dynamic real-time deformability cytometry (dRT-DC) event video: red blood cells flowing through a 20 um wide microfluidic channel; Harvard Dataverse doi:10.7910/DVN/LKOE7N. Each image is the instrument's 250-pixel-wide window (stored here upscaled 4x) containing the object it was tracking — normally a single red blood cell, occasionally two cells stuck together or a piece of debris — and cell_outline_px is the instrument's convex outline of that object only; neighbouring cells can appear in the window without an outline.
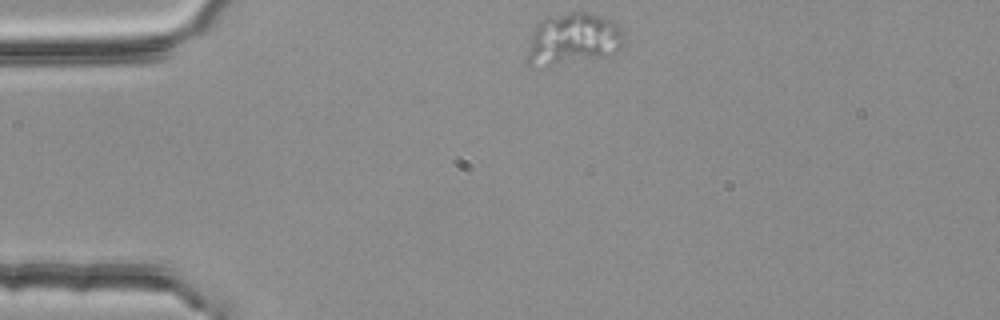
{"species": "common noctule bat (a hibernating species)", "species_latin": "Nyctalus noctula", "temperature_condition": "room temperature", "stored_images_in_passage": 28, "camera_frame_rate_fps": 3000, "um_per_image_px": 0.085, "animal": {"sex": "female", "body_mass_g": 25.1}, "frame": {"image": 1, "passage_image": 1, "time_ms": 0.0, "image_size_px": [1000, 320], "cell_outline_px": [[624, 28], [620, 44], [608, 56], [548, 68], [536, 68], [528, 64], [528, 52], [532, 32], [544, 20], [568, 12], [588, 12], [600, 16]], "centroid_in_image_um": [48.68, 3.37], "position_along_channel_um": 36.3, "area_um2": 28.96}}
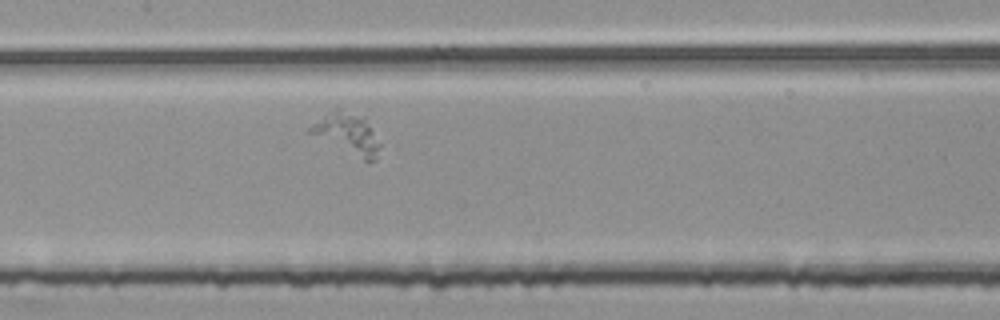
{"frame": {"image": 2, "passage_image": 16, "time_ms": 5.0, "image_size_px": [1000, 320], "cell_outline_px": [[380, 148], [376, 160], [364, 160], [304, 132], [312, 124], [336, 108], [340, 108], [364, 116], [380, 144]], "centroid_in_image_um": [29.5, 11.35], "position_along_channel_um": 177.9, "area_um2": 16.53}}
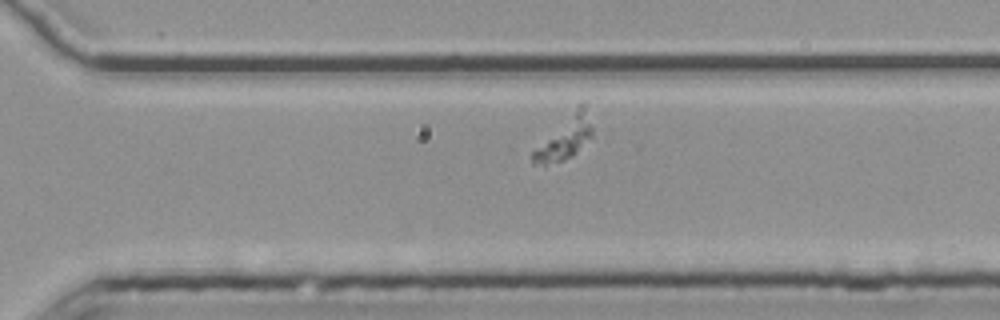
{"frame": {"image": 3, "passage_image": 28, "time_ms": 9.0, "image_size_px": [1000, 320], "cell_outline_px": [[592, 140], [572, 156], [564, 160], [544, 164], [532, 164], [532, 152], [584, 100], [592, 128]], "centroid_in_image_um": [48.07, 11.75], "position_along_channel_um": 322.5, "area_um2": 14.22}}